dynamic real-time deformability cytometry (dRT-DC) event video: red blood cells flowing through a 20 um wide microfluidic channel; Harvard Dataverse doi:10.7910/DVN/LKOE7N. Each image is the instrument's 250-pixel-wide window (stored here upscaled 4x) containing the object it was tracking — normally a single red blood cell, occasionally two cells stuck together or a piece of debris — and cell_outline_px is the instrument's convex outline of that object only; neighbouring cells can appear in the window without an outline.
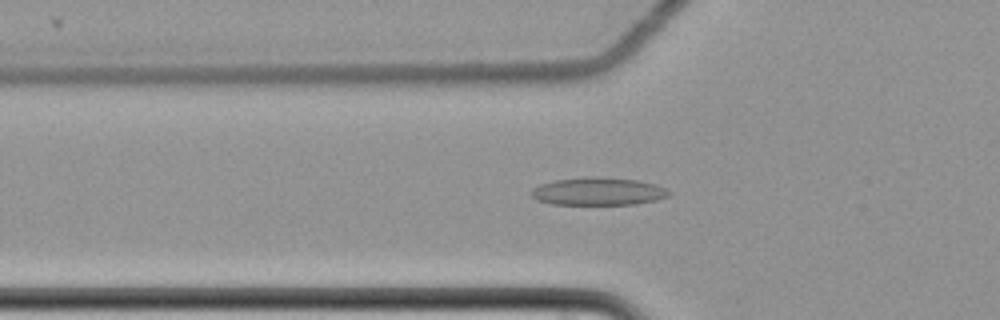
{"species": "common noctule bat (a hibernating species)", "species_latin": "Nyctalus noctula", "temperature_condition": "cold", "stored_images_in_passage": 44, "camera_frame_rate_fps": 3000, "um_per_image_px": 0.085, "animal": {"sex": "female", "body_mass_g": 22.7, "forearm_length_mm": 54.2}, "frame": {"image": 1, "passage_image": 11, "time_ms": 3.333, "image_size_px": [1000, 320], "cell_outline_px": [[672, 192], [668, 196], [656, 200], [636, 204], [552, 204], [536, 200], [528, 192], [532, 188], [540, 184], [556, 180], [588, 176], [592, 176], [636, 180], [656, 184], [668, 188]], "centroid_in_image_um": [50.84, 16.26], "position_along_channel_um": 75.0, "area_um2": 22.43}}
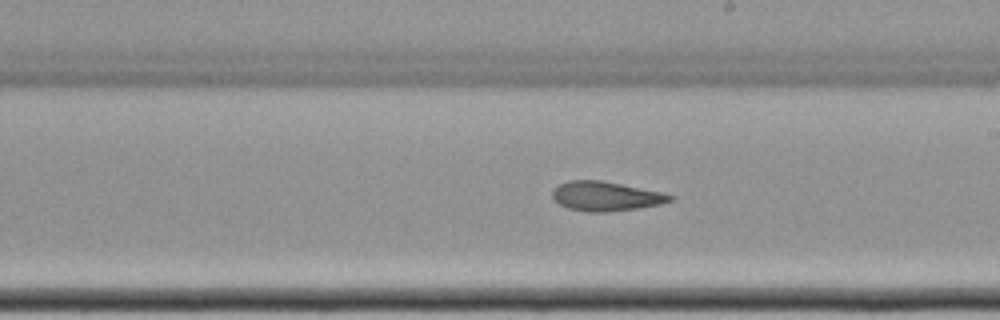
{"frame": {"image": 2, "passage_image": 25, "time_ms": 8.0, "image_size_px": [1000, 320], "cell_outline_px": [[676, 196], [672, 200], [660, 204], [640, 208], [608, 212], [588, 212], [568, 208], [560, 204], [552, 196], [552, 188], [556, 184], [568, 180], [600, 180], [664, 192]], "centroid_in_image_um": [51.49, 16.67], "position_along_channel_um": 237.5, "area_um2": 20.4}}
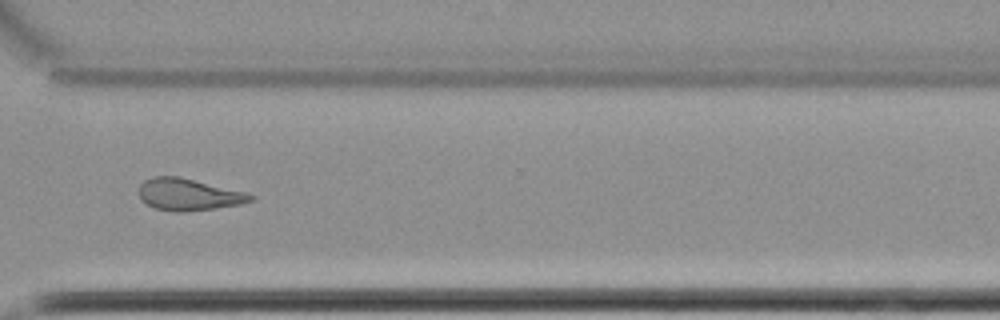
{"frame": {"image": 3, "passage_image": 35, "time_ms": 11.333, "image_size_px": [1000, 320], "cell_outline_px": [[256, 200], [240, 204], [188, 212], [176, 212], [156, 208], [140, 200], [140, 184], [144, 180], [152, 176], [180, 176], [248, 192], [256, 196]], "centroid_in_image_um": [16.08, 16.52], "position_along_channel_um": 354.5, "area_um2": 21.04}, "authors_computed_cell_mechanics": {"area_um2": 20.9525, "velocity_mm_per_s": 3.4942, "shape_relaxation_time_tau1_ms": null, "shape_relaxation_time_tau2_ms": 3.7004, "deformation_change_tau1": null, "deformation_change_tau2": 0.099}}